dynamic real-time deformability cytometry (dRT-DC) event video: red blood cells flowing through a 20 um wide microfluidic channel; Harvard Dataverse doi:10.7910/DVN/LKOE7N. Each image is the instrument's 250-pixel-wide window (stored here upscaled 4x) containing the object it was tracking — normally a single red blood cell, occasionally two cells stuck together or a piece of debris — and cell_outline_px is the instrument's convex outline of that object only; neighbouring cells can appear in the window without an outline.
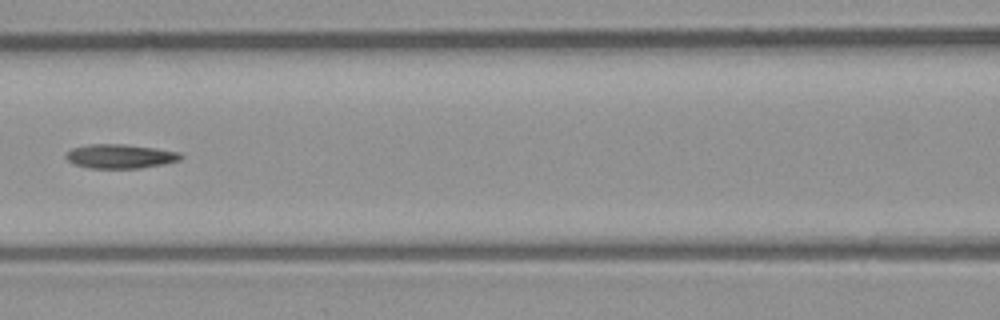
{"species": "common noctule bat (a hibernating species)", "species_latin": "Nyctalus noctula", "temperature_condition": "room temperature", "stored_images_in_passage": 6, "camera_frame_rate_fps": 3000, "um_per_image_px": 0.085, "animal": {"sex": "male", "body_mass_g": 23.1, "forearm_length_mm": 52.7}, "frame": {"image": 1, "passage_image": 6, "time_ms": 1.667, "image_size_px": [1000, 320], "cell_outline_px": [[184, 156], [180, 160], [164, 164], [140, 168], [88, 168], [76, 164], [68, 160], [64, 156], [72, 148], [88, 144], [124, 144], [156, 148], [180, 152]], "centroid_in_image_um": [10.25, 13.28], "position_along_channel_um": 156.4, "area_um2": 16.18}}